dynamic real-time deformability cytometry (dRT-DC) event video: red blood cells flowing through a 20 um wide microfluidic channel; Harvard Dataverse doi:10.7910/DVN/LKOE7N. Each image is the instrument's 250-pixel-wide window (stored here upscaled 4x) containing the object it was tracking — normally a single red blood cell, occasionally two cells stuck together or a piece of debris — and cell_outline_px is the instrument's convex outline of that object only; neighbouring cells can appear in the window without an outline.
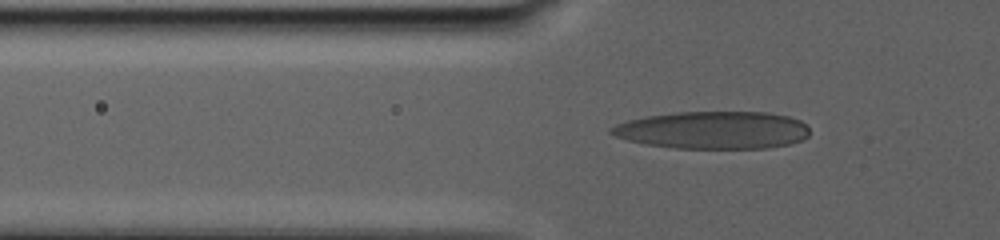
{"species": "human", "species_latin": "Homo sapiens", "temperature_condition": "warm", "stored_images_in_passage": 101, "camera_frame_rate_fps": 3000, "um_per_image_px": 0.085, "donor": {"sex": "male"}, "frame": {"image": 1, "passage_image": 29, "time_ms": 10.667, "image_size_px": [1000, 240], "cell_outline_px": [[808, 136], [800, 140], [788, 144], [764, 148], [676, 148], [648, 144], [628, 140], [616, 136], [608, 132], [616, 124], [628, 120], [648, 116], [676, 112], [768, 112], [788, 116], [800, 120], [808, 124]], "centroid_in_image_um": [60.64, 11.05], "position_along_channel_um": 65.2, "area_um2": 43.18}}
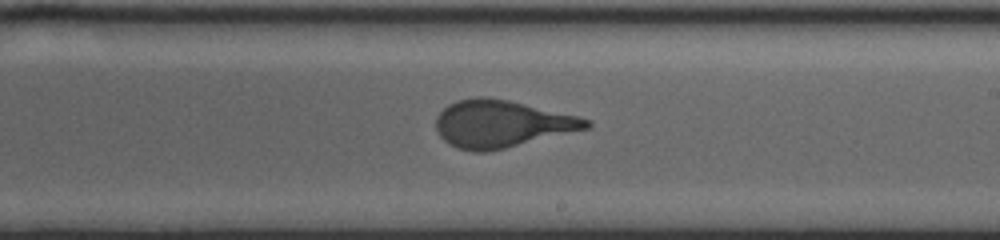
{"frame": {"image": 2, "passage_image": 53, "time_ms": 18.333, "image_size_px": [1000, 240], "cell_outline_px": [[592, 124], [588, 128], [488, 152], [472, 152], [456, 148], [448, 144], [436, 132], [436, 116], [448, 104], [456, 100], [476, 96], [484, 96], [508, 100], [580, 116], [592, 120]], "centroid_in_image_um": [42.6, 10.52], "position_along_channel_um": 246.4, "area_um2": 41.56}}
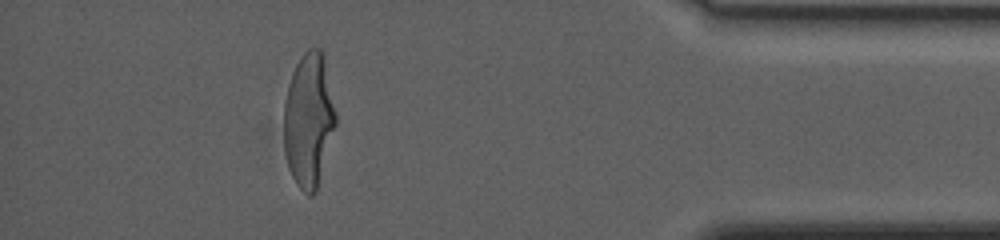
{"frame": {"image": 3, "passage_image": 88, "time_ms": 26.333, "image_size_px": [1000, 240], "cell_outline_px": [[336, 124], [316, 192], [312, 196], [308, 196], [296, 184], [288, 168], [284, 152], [284, 104], [288, 84], [292, 72], [296, 64], [304, 52], [308, 48], [320, 48], [324, 52], [336, 116]], "centroid_in_image_um": [26.23, 10.2], "position_along_channel_um": 409.0, "area_um2": 40.75}}